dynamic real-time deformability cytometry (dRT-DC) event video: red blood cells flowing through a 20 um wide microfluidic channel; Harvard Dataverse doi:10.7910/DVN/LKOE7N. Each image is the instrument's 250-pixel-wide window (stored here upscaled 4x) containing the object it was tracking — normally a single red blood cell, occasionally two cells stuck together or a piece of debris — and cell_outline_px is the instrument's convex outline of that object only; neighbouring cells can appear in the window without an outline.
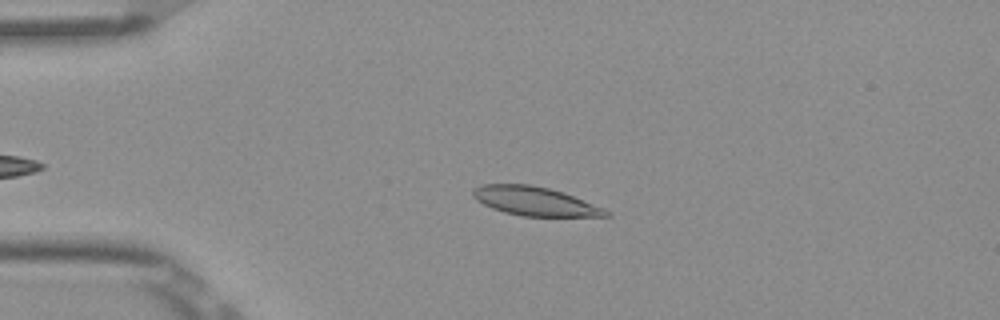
{"species": "Egyptian fruit bat (a non-hibernating species)", "species_latin": "Rousettus aegyptiacus", "temperature_condition": "room temperature", "stored_images_in_passage": 47, "camera_frame_rate_fps": 3000, "um_per_image_px": 0.085, "frame": {"image": 1, "passage_image": 12, "time_ms": 3.667, "image_size_px": [1000, 320], "cell_outline_px": [[612, 216], [520, 216], [504, 212], [492, 208], [476, 200], [472, 196], [472, 188], [484, 184], [532, 184], [564, 192], [604, 208]], "centroid_in_image_um": [45.43, 17.09], "position_along_channel_um": 39.6, "area_um2": 22.37}}
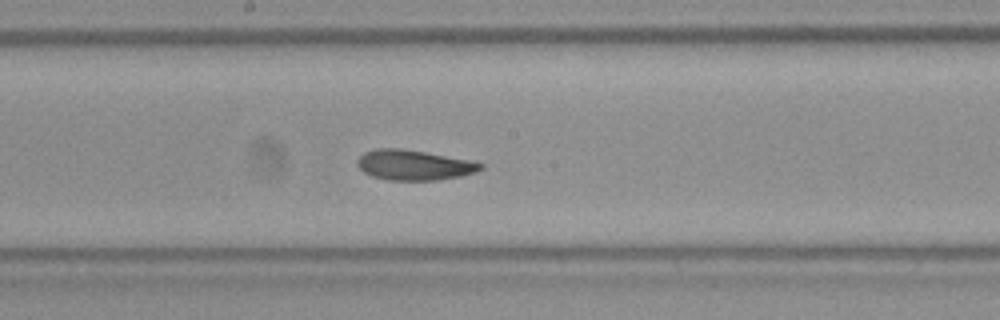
{"frame": {"image": 2, "passage_image": 28, "time_ms": 9.0, "image_size_px": [1000, 320], "cell_outline_px": [[484, 168], [476, 172], [460, 176], [436, 180], [388, 180], [372, 176], [364, 172], [356, 164], [356, 160], [364, 152], [376, 148], [400, 148], [476, 160], [484, 164]], "centroid_in_image_um": [35.23, 14.02], "position_along_channel_um": 213.0, "area_um2": 21.96}}
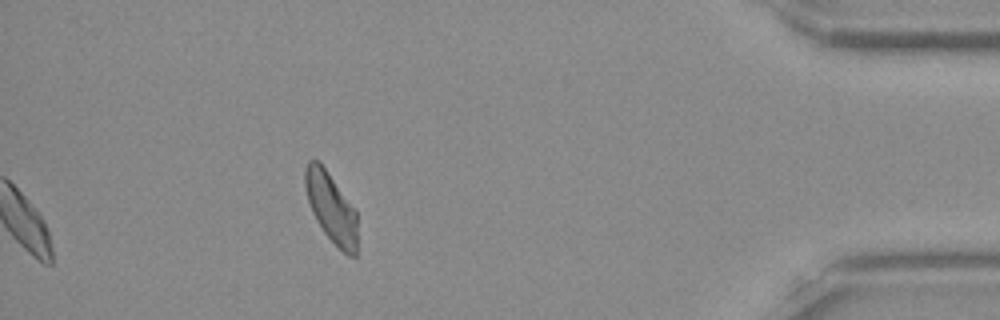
{"frame": {"image": 3, "passage_image": 47, "time_ms": 15.333, "image_size_px": [1000, 320], "cell_outline_px": [[356, 256], [348, 256], [324, 232], [316, 220], [312, 212], [308, 200], [304, 184], [304, 168], [308, 160], [316, 160], [324, 168], [356, 208]], "centroid_in_image_um": [28.14, 17.62], "position_along_channel_um": 407.1, "area_um2": 20.98}, "authors_computed_cell_mechanics": {"area_um2": 22.0218, "velocity_mm_per_s": 3.8509, "shape_relaxation_time_tau1_ms": 6.048, "shape_relaxation_time_tau2_ms": 2.0916, "deformation_change_tau1": 0.1379, "deformation_change_tau2": 0.06}}